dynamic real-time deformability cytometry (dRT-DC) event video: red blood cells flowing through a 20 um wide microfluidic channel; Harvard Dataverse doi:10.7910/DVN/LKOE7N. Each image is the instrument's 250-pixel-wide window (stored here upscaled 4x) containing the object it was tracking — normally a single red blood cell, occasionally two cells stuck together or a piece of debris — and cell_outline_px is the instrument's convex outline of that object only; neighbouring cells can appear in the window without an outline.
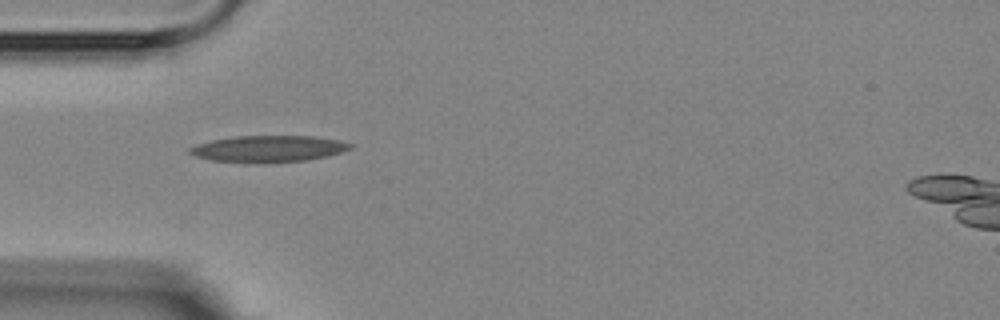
{"species": "Egyptian fruit bat (a non-hibernating species)", "species_latin": "Rousettus aegyptiacus", "temperature_condition": "room temperature", "stored_images_in_passage": 10, "camera_frame_rate_fps": 3000, "um_per_image_px": 0.085, "animal": {"sex": "female"}, "frame": {"image": 1, "passage_image": 4, "time_ms": 4.333, "image_size_px": [1000, 320], "cell_outline_px": [[352, 148], [328, 156], [308, 160], [244, 164], [212, 160], [196, 156], [188, 152], [188, 148], [212, 140], [236, 136], [312, 136], [340, 140], [352, 144]], "centroid_in_image_um": [22.81, 12.66], "position_along_channel_um": 62.2, "area_um2": 24.91}}
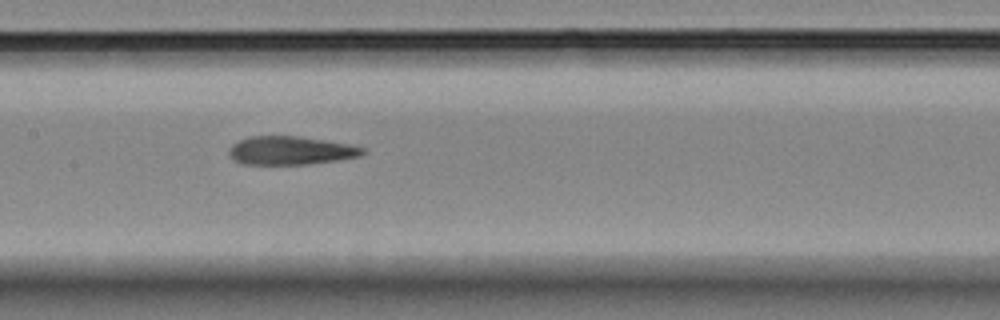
{"frame": {"image": 2, "passage_image": 7, "time_ms": 7.667, "image_size_px": [1000, 320], "cell_outline_px": [[368, 152], [364, 156], [340, 160], [308, 164], [240, 164], [228, 152], [232, 144], [248, 136], [300, 136], [356, 144], [368, 148]], "centroid_in_image_um": [24.86, 12.78], "position_along_channel_um": 182.5, "area_um2": 22.72}}
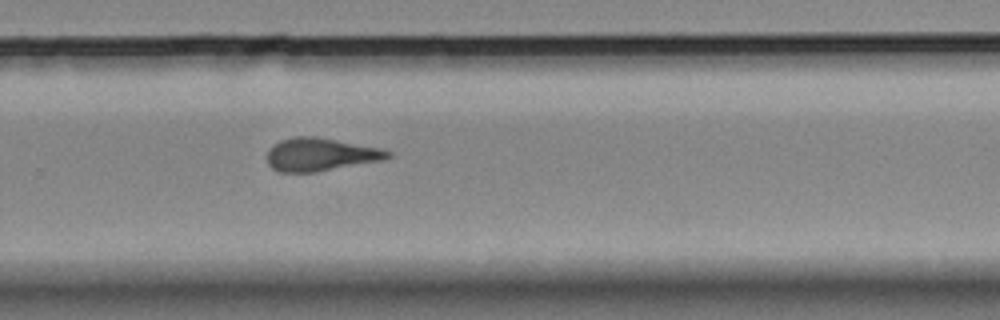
{"frame": {"image": 3, "passage_image": 10, "time_ms": 11.0, "image_size_px": [1000, 320], "cell_outline_px": [[392, 156], [384, 160], [316, 172], [280, 172], [272, 168], [268, 164], [268, 148], [272, 144], [280, 140], [296, 136], [316, 136], [384, 148], [392, 152]], "centroid_in_image_um": [27.27, 13.12], "position_along_channel_um": 302.5, "area_um2": 23.58}}